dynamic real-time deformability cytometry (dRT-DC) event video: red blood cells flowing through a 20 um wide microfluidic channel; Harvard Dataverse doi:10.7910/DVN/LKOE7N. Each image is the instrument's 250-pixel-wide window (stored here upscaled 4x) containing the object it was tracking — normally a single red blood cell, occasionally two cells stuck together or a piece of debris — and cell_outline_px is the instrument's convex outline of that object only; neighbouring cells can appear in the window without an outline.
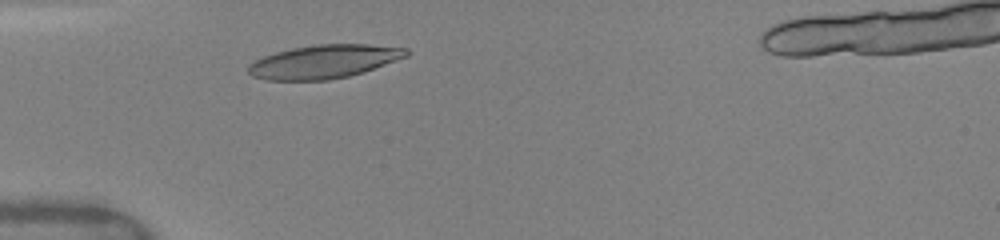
{"species": "human", "species_latin": "Homo sapiens", "temperature_condition": "warm", "stored_images_in_passage": 29, "camera_frame_rate_fps": 3000, "um_per_image_px": 0.085, "donor": {"sex": "female"}, "frame": {"image": 1, "passage_image": 2, "time_ms": 1.0, "image_size_px": [1000, 240], "cell_outline_px": [[412, 52], [408, 56], [364, 72], [348, 76], [328, 80], [264, 80], [252, 76], [248, 72], [248, 64], [264, 56], [276, 52], [292, 48], [316, 44], [368, 44], [408, 48]], "centroid_in_image_um": [27.57, 5.23], "position_along_channel_um": 57.4, "area_um2": 30.98}}
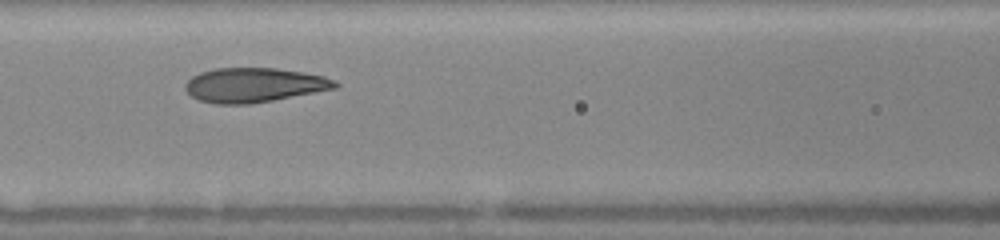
{"frame": {"image": 2, "passage_image": 9, "time_ms": 3.333, "image_size_px": [1000, 240], "cell_outline_px": [[340, 84], [336, 88], [252, 104], [216, 104], [200, 100], [192, 96], [184, 88], [184, 84], [192, 76], [200, 72], [216, 68], [276, 68], [304, 72], [324, 76], [336, 80]], "centroid_in_image_um": [21.6, 7.22], "position_along_channel_um": 145.0, "area_um2": 30.11}}
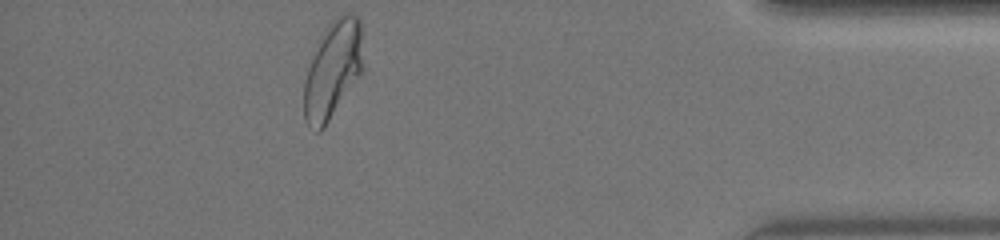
{"frame": {"image": 3, "passage_image": 22, "time_ms": 10.667, "image_size_px": [1000, 240], "cell_outline_px": [[364, 68], [324, 128], [320, 132], [316, 132], [308, 124], [304, 116], [304, 84], [308, 68], [316, 40], [328, 24], [336, 16], [348, 12], [356, 16], [360, 20]], "centroid_in_image_um": [28.28, 5.88], "position_along_channel_um": 406.9, "area_um2": 33.7}}